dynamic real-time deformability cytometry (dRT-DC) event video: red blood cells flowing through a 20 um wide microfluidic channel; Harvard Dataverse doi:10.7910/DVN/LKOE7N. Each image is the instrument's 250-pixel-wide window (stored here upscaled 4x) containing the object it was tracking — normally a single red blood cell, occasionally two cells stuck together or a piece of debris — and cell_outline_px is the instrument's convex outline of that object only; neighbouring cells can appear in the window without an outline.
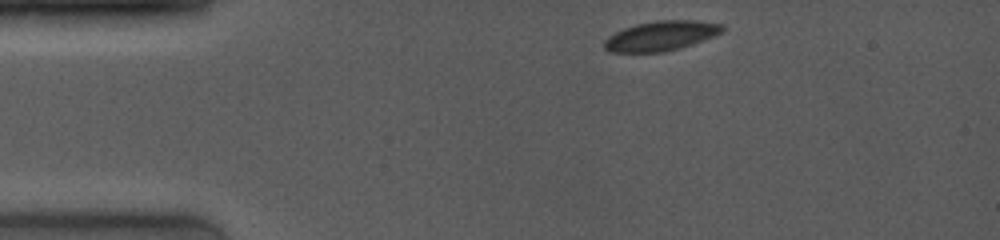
{"species": "common noctule bat (a hibernating species)", "species_latin": "Nyctalus noctula", "temperature_condition": "room temperature", "stored_images_in_passage": 8, "camera_frame_rate_fps": 4000, "um_per_image_px": 0.085, "animal": {"sex": "female", "body_mass_g": 19.0, "forearm_length_mm": 53.3}, "frame": {"image": 1, "passage_image": 1, "time_ms": 0.0, "image_size_px": [1000, 240], "cell_outline_px": [[724, 32], [692, 44], [680, 48], [664, 52], [608, 52], [604, 48], [604, 40], [608, 36], [624, 28], [636, 24], [656, 20], [696, 20], [724, 24]], "centroid_in_image_um": [56.2, 3.04], "position_along_channel_um": 28.8, "area_um2": 20.58}}
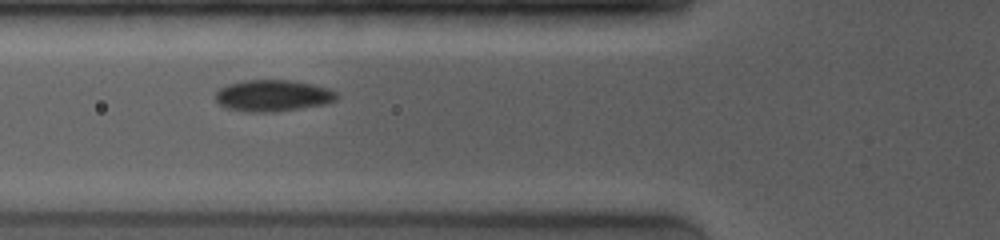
{"frame": {"image": 2, "passage_image": 5, "time_ms": 3.25, "image_size_px": [1000, 240], "cell_outline_px": [[336, 100], [324, 104], [276, 112], [244, 112], [224, 108], [216, 100], [216, 92], [220, 88], [228, 84], [244, 80], [288, 80], [312, 84], [328, 88], [336, 92]], "centroid_in_image_um": [23.15, 8.14], "position_along_channel_um": 102.6, "area_um2": 22.25}}
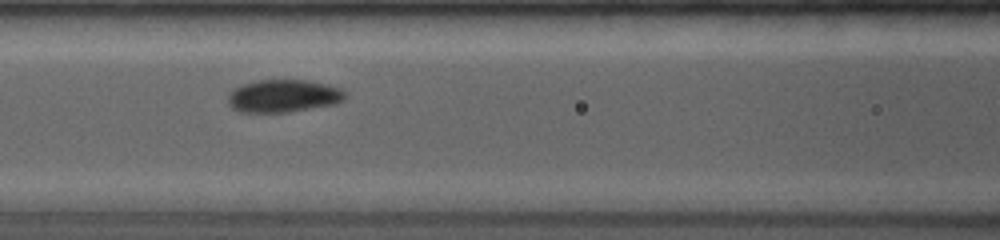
{"frame": {"image": 3, "passage_image": 6, "time_ms": 4.25, "image_size_px": [1000, 240], "cell_outline_px": [[344, 100], [336, 104], [288, 112], [240, 112], [232, 108], [228, 104], [228, 96], [236, 88], [244, 84], [256, 80], [308, 80], [328, 84], [340, 88], [344, 92]], "centroid_in_image_um": [24.1, 8.16], "position_along_channel_um": 142.5, "area_um2": 22.25}}